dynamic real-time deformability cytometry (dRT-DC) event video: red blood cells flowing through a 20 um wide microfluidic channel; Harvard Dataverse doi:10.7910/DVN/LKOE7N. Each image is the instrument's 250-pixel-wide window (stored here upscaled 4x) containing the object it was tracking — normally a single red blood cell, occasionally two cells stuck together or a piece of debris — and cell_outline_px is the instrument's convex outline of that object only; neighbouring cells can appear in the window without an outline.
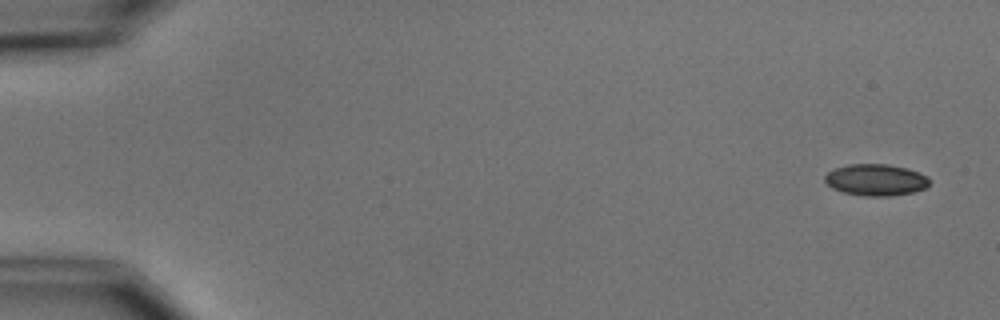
{"species": "common noctule bat (a hibernating species)", "species_latin": "Nyctalus noctula", "temperature_condition": "cold", "stored_images_in_passage": 5, "camera_frame_rate_fps": 3000, "um_per_image_px": 0.085, "animal": {"sex": "male", "body_mass_g": 15.6}, "frame": {"image": 1, "passage_image": 1, "time_ms": 0.0, "image_size_px": [1000, 320], "cell_outline_px": [[928, 184], [924, 188], [912, 192], [888, 196], [864, 196], [844, 192], [832, 188], [824, 180], [824, 176], [828, 172], [836, 168], [848, 164], [888, 164], [908, 168], [928, 176]], "centroid_in_image_um": [74.43, 15.28], "position_along_channel_um": 10.6, "area_um2": 19.13}}
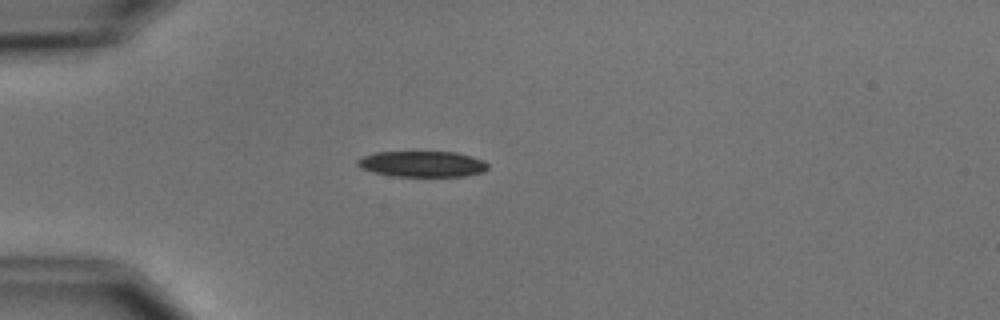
{"frame": {"image": 2, "passage_image": 4, "time_ms": 4.333, "image_size_px": [1000, 320], "cell_outline_px": [[488, 168], [484, 172], [464, 176], [392, 176], [360, 168], [356, 164], [356, 160], [364, 156], [376, 152], [456, 152], [484, 160], [488, 164]], "centroid_in_image_um": [35.91, 13.94], "position_along_channel_um": 49.1, "area_um2": 19.59}}